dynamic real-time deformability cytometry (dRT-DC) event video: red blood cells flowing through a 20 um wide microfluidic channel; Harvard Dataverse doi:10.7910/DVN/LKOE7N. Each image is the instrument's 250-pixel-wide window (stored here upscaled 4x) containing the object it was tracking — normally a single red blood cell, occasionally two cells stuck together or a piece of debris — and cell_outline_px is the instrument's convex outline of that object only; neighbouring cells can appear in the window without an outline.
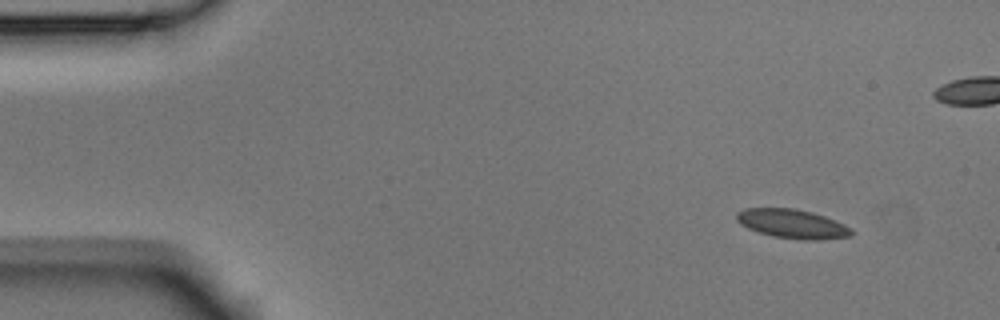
{"species": "Egyptian fruit bat (a non-hibernating species)", "species_latin": "Rousettus aegyptiacus", "temperature_condition": "room temperature", "stored_images_in_passage": 5, "camera_frame_rate_fps": 3000, "um_per_image_px": 0.085, "animal": {"sex": "male"}, "frame": {"image": 1, "passage_image": 1, "time_ms": 0.0, "image_size_px": [1000, 320], "cell_outline_px": [[852, 236], [820, 240], [800, 240], [772, 236], [748, 228], [740, 224], [736, 220], [736, 212], [744, 208], [796, 208], [812, 212], [824, 216], [844, 224], [852, 228]], "centroid_in_image_um": [67.34, 19.02], "position_along_channel_um": 17.7, "area_um2": 19.59}}
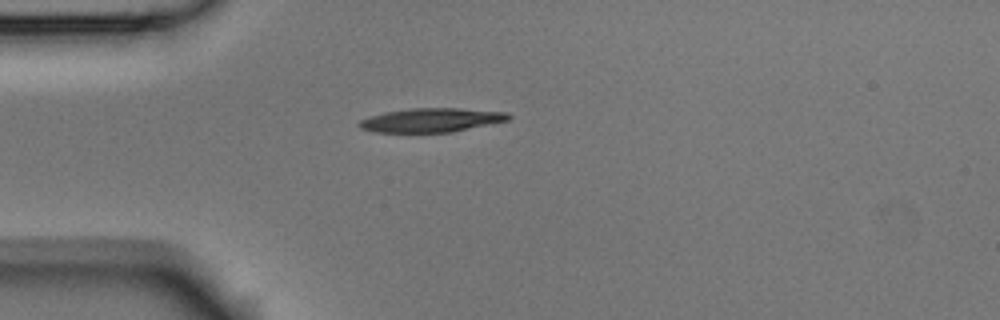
{"frame": {"image": 2, "passage_image": 5, "time_ms": 1.333, "image_size_px": [1000, 320], "cell_outline_px": [[512, 116], [508, 120], [452, 132], [376, 132], [360, 128], [356, 124], [360, 120], [384, 112], [412, 108], [460, 108], [508, 112]], "centroid_in_image_um": [36.67, 10.2], "position_along_channel_um": 48.3, "area_um2": 20.75}}